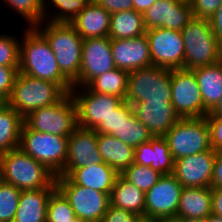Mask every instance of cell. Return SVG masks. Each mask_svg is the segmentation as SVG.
I'll return each mask as SVG.
<instances>
[{"instance_id":"cell-34","label":"cell","mask_w":222,"mask_h":222,"mask_svg":"<svg viewBox=\"0 0 222 222\" xmlns=\"http://www.w3.org/2000/svg\"><path fill=\"white\" fill-rule=\"evenodd\" d=\"M75 217L68 199L56 188L49 197L46 222H74Z\"/></svg>"},{"instance_id":"cell-1","label":"cell","mask_w":222,"mask_h":222,"mask_svg":"<svg viewBox=\"0 0 222 222\" xmlns=\"http://www.w3.org/2000/svg\"><path fill=\"white\" fill-rule=\"evenodd\" d=\"M24 33L20 39L19 72L58 84L71 93L73 84L59 70L46 38L35 27L27 28Z\"/></svg>"},{"instance_id":"cell-45","label":"cell","mask_w":222,"mask_h":222,"mask_svg":"<svg viewBox=\"0 0 222 222\" xmlns=\"http://www.w3.org/2000/svg\"><path fill=\"white\" fill-rule=\"evenodd\" d=\"M209 21L214 35L222 45V4L217 9L216 13L209 19Z\"/></svg>"},{"instance_id":"cell-50","label":"cell","mask_w":222,"mask_h":222,"mask_svg":"<svg viewBox=\"0 0 222 222\" xmlns=\"http://www.w3.org/2000/svg\"><path fill=\"white\" fill-rule=\"evenodd\" d=\"M178 222H206L205 219L201 218H176Z\"/></svg>"},{"instance_id":"cell-51","label":"cell","mask_w":222,"mask_h":222,"mask_svg":"<svg viewBox=\"0 0 222 222\" xmlns=\"http://www.w3.org/2000/svg\"><path fill=\"white\" fill-rule=\"evenodd\" d=\"M205 220H206V222H222V217L211 214Z\"/></svg>"},{"instance_id":"cell-5","label":"cell","mask_w":222,"mask_h":222,"mask_svg":"<svg viewBox=\"0 0 222 222\" xmlns=\"http://www.w3.org/2000/svg\"><path fill=\"white\" fill-rule=\"evenodd\" d=\"M65 94L58 84L18 72L6 102L25 118L36 109L53 105Z\"/></svg>"},{"instance_id":"cell-21","label":"cell","mask_w":222,"mask_h":222,"mask_svg":"<svg viewBox=\"0 0 222 222\" xmlns=\"http://www.w3.org/2000/svg\"><path fill=\"white\" fill-rule=\"evenodd\" d=\"M97 132L93 129L77 127L68 138L65 169H76L90 163H102L97 146Z\"/></svg>"},{"instance_id":"cell-10","label":"cell","mask_w":222,"mask_h":222,"mask_svg":"<svg viewBox=\"0 0 222 222\" xmlns=\"http://www.w3.org/2000/svg\"><path fill=\"white\" fill-rule=\"evenodd\" d=\"M56 186L68 199L75 216L84 222H101L110 205V195L74 184L67 176H56Z\"/></svg>"},{"instance_id":"cell-16","label":"cell","mask_w":222,"mask_h":222,"mask_svg":"<svg viewBox=\"0 0 222 222\" xmlns=\"http://www.w3.org/2000/svg\"><path fill=\"white\" fill-rule=\"evenodd\" d=\"M192 18V6L184 0H157L143 14L146 30L160 27L182 31Z\"/></svg>"},{"instance_id":"cell-7","label":"cell","mask_w":222,"mask_h":222,"mask_svg":"<svg viewBox=\"0 0 222 222\" xmlns=\"http://www.w3.org/2000/svg\"><path fill=\"white\" fill-rule=\"evenodd\" d=\"M171 70L156 65L132 70L125 101L131 106L144 101H171Z\"/></svg>"},{"instance_id":"cell-54","label":"cell","mask_w":222,"mask_h":222,"mask_svg":"<svg viewBox=\"0 0 222 222\" xmlns=\"http://www.w3.org/2000/svg\"><path fill=\"white\" fill-rule=\"evenodd\" d=\"M74 222H84V221H81L79 218L75 217Z\"/></svg>"},{"instance_id":"cell-42","label":"cell","mask_w":222,"mask_h":222,"mask_svg":"<svg viewBox=\"0 0 222 222\" xmlns=\"http://www.w3.org/2000/svg\"><path fill=\"white\" fill-rule=\"evenodd\" d=\"M193 17L210 19L222 4V0H191Z\"/></svg>"},{"instance_id":"cell-40","label":"cell","mask_w":222,"mask_h":222,"mask_svg":"<svg viewBox=\"0 0 222 222\" xmlns=\"http://www.w3.org/2000/svg\"><path fill=\"white\" fill-rule=\"evenodd\" d=\"M19 67L0 66V102H6L11 95Z\"/></svg>"},{"instance_id":"cell-3","label":"cell","mask_w":222,"mask_h":222,"mask_svg":"<svg viewBox=\"0 0 222 222\" xmlns=\"http://www.w3.org/2000/svg\"><path fill=\"white\" fill-rule=\"evenodd\" d=\"M0 180L20 190L57 188L56 175L20 148L0 155Z\"/></svg>"},{"instance_id":"cell-53","label":"cell","mask_w":222,"mask_h":222,"mask_svg":"<svg viewBox=\"0 0 222 222\" xmlns=\"http://www.w3.org/2000/svg\"><path fill=\"white\" fill-rule=\"evenodd\" d=\"M158 222H178L176 218L158 219Z\"/></svg>"},{"instance_id":"cell-43","label":"cell","mask_w":222,"mask_h":222,"mask_svg":"<svg viewBox=\"0 0 222 222\" xmlns=\"http://www.w3.org/2000/svg\"><path fill=\"white\" fill-rule=\"evenodd\" d=\"M141 216L109 205L101 222H137Z\"/></svg>"},{"instance_id":"cell-52","label":"cell","mask_w":222,"mask_h":222,"mask_svg":"<svg viewBox=\"0 0 222 222\" xmlns=\"http://www.w3.org/2000/svg\"><path fill=\"white\" fill-rule=\"evenodd\" d=\"M137 222H158V219L148 216H141Z\"/></svg>"},{"instance_id":"cell-46","label":"cell","mask_w":222,"mask_h":222,"mask_svg":"<svg viewBox=\"0 0 222 222\" xmlns=\"http://www.w3.org/2000/svg\"><path fill=\"white\" fill-rule=\"evenodd\" d=\"M211 188H222V155L218 153L214 160Z\"/></svg>"},{"instance_id":"cell-49","label":"cell","mask_w":222,"mask_h":222,"mask_svg":"<svg viewBox=\"0 0 222 222\" xmlns=\"http://www.w3.org/2000/svg\"><path fill=\"white\" fill-rule=\"evenodd\" d=\"M207 115H220L222 116V97L216 106Z\"/></svg>"},{"instance_id":"cell-37","label":"cell","mask_w":222,"mask_h":222,"mask_svg":"<svg viewBox=\"0 0 222 222\" xmlns=\"http://www.w3.org/2000/svg\"><path fill=\"white\" fill-rule=\"evenodd\" d=\"M20 41L16 36L0 35V66L19 67Z\"/></svg>"},{"instance_id":"cell-18","label":"cell","mask_w":222,"mask_h":222,"mask_svg":"<svg viewBox=\"0 0 222 222\" xmlns=\"http://www.w3.org/2000/svg\"><path fill=\"white\" fill-rule=\"evenodd\" d=\"M111 14L94 0L74 10L66 20L83 39L107 37Z\"/></svg>"},{"instance_id":"cell-15","label":"cell","mask_w":222,"mask_h":222,"mask_svg":"<svg viewBox=\"0 0 222 222\" xmlns=\"http://www.w3.org/2000/svg\"><path fill=\"white\" fill-rule=\"evenodd\" d=\"M183 187L173 174L162 175L145 193V216L157 219L176 218Z\"/></svg>"},{"instance_id":"cell-39","label":"cell","mask_w":222,"mask_h":222,"mask_svg":"<svg viewBox=\"0 0 222 222\" xmlns=\"http://www.w3.org/2000/svg\"><path fill=\"white\" fill-rule=\"evenodd\" d=\"M131 107V105L125 100L111 113L105 120L94 129L97 134L110 135L114 131H117L120 123L121 116Z\"/></svg>"},{"instance_id":"cell-38","label":"cell","mask_w":222,"mask_h":222,"mask_svg":"<svg viewBox=\"0 0 222 222\" xmlns=\"http://www.w3.org/2000/svg\"><path fill=\"white\" fill-rule=\"evenodd\" d=\"M90 1L91 0H44V17L45 19H66L74 10L79 9ZM49 3L52 5L51 8L54 6V8H56V13H54V15L51 14V16H47V10H50L48 7Z\"/></svg>"},{"instance_id":"cell-44","label":"cell","mask_w":222,"mask_h":222,"mask_svg":"<svg viewBox=\"0 0 222 222\" xmlns=\"http://www.w3.org/2000/svg\"><path fill=\"white\" fill-rule=\"evenodd\" d=\"M94 1L110 14L120 11L133 10V0H94Z\"/></svg>"},{"instance_id":"cell-47","label":"cell","mask_w":222,"mask_h":222,"mask_svg":"<svg viewBox=\"0 0 222 222\" xmlns=\"http://www.w3.org/2000/svg\"><path fill=\"white\" fill-rule=\"evenodd\" d=\"M211 213L222 217V188H212Z\"/></svg>"},{"instance_id":"cell-24","label":"cell","mask_w":222,"mask_h":222,"mask_svg":"<svg viewBox=\"0 0 222 222\" xmlns=\"http://www.w3.org/2000/svg\"><path fill=\"white\" fill-rule=\"evenodd\" d=\"M55 189L21 190L13 222H46L49 197Z\"/></svg>"},{"instance_id":"cell-20","label":"cell","mask_w":222,"mask_h":222,"mask_svg":"<svg viewBox=\"0 0 222 222\" xmlns=\"http://www.w3.org/2000/svg\"><path fill=\"white\" fill-rule=\"evenodd\" d=\"M114 65L128 72L152 65L146 35L131 39L111 40Z\"/></svg>"},{"instance_id":"cell-4","label":"cell","mask_w":222,"mask_h":222,"mask_svg":"<svg viewBox=\"0 0 222 222\" xmlns=\"http://www.w3.org/2000/svg\"><path fill=\"white\" fill-rule=\"evenodd\" d=\"M184 42V69L209 66L222 60V45L209 19L193 17L181 31Z\"/></svg>"},{"instance_id":"cell-30","label":"cell","mask_w":222,"mask_h":222,"mask_svg":"<svg viewBox=\"0 0 222 222\" xmlns=\"http://www.w3.org/2000/svg\"><path fill=\"white\" fill-rule=\"evenodd\" d=\"M146 33L143 14L133 10L111 14L108 37L114 39L137 38Z\"/></svg>"},{"instance_id":"cell-22","label":"cell","mask_w":222,"mask_h":222,"mask_svg":"<svg viewBox=\"0 0 222 222\" xmlns=\"http://www.w3.org/2000/svg\"><path fill=\"white\" fill-rule=\"evenodd\" d=\"M118 173L107 163H90L76 169H64L58 176H67L74 184L111 195Z\"/></svg>"},{"instance_id":"cell-25","label":"cell","mask_w":222,"mask_h":222,"mask_svg":"<svg viewBox=\"0 0 222 222\" xmlns=\"http://www.w3.org/2000/svg\"><path fill=\"white\" fill-rule=\"evenodd\" d=\"M212 206L211 187H183L176 218H208Z\"/></svg>"},{"instance_id":"cell-23","label":"cell","mask_w":222,"mask_h":222,"mask_svg":"<svg viewBox=\"0 0 222 222\" xmlns=\"http://www.w3.org/2000/svg\"><path fill=\"white\" fill-rule=\"evenodd\" d=\"M149 166L162 175L173 174L174 159L164 137L153 136L134 149V162Z\"/></svg>"},{"instance_id":"cell-27","label":"cell","mask_w":222,"mask_h":222,"mask_svg":"<svg viewBox=\"0 0 222 222\" xmlns=\"http://www.w3.org/2000/svg\"><path fill=\"white\" fill-rule=\"evenodd\" d=\"M97 146L103 162L122 174L134 162V148L107 134L97 135Z\"/></svg>"},{"instance_id":"cell-41","label":"cell","mask_w":222,"mask_h":222,"mask_svg":"<svg viewBox=\"0 0 222 222\" xmlns=\"http://www.w3.org/2000/svg\"><path fill=\"white\" fill-rule=\"evenodd\" d=\"M209 127L210 146L217 153L222 152V116L206 115Z\"/></svg>"},{"instance_id":"cell-8","label":"cell","mask_w":222,"mask_h":222,"mask_svg":"<svg viewBox=\"0 0 222 222\" xmlns=\"http://www.w3.org/2000/svg\"><path fill=\"white\" fill-rule=\"evenodd\" d=\"M24 123L32 130L69 137L78 127L77 106L71 93L58 102L31 112Z\"/></svg>"},{"instance_id":"cell-35","label":"cell","mask_w":222,"mask_h":222,"mask_svg":"<svg viewBox=\"0 0 222 222\" xmlns=\"http://www.w3.org/2000/svg\"><path fill=\"white\" fill-rule=\"evenodd\" d=\"M27 22L29 27L40 24L44 17V0H2Z\"/></svg>"},{"instance_id":"cell-11","label":"cell","mask_w":222,"mask_h":222,"mask_svg":"<svg viewBox=\"0 0 222 222\" xmlns=\"http://www.w3.org/2000/svg\"><path fill=\"white\" fill-rule=\"evenodd\" d=\"M171 93V103L180 118L204 117L201 92L192 70H171Z\"/></svg>"},{"instance_id":"cell-26","label":"cell","mask_w":222,"mask_h":222,"mask_svg":"<svg viewBox=\"0 0 222 222\" xmlns=\"http://www.w3.org/2000/svg\"><path fill=\"white\" fill-rule=\"evenodd\" d=\"M198 81L204 104V117L222 97V60L218 63L192 70Z\"/></svg>"},{"instance_id":"cell-36","label":"cell","mask_w":222,"mask_h":222,"mask_svg":"<svg viewBox=\"0 0 222 222\" xmlns=\"http://www.w3.org/2000/svg\"><path fill=\"white\" fill-rule=\"evenodd\" d=\"M21 190L0 180V222H13Z\"/></svg>"},{"instance_id":"cell-14","label":"cell","mask_w":222,"mask_h":222,"mask_svg":"<svg viewBox=\"0 0 222 222\" xmlns=\"http://www.w3.org/2000/svg\"><path fill=\"white\" fill-rule=\"evenodd\" d=\"M116 68L111 52V39L98 37L84 39L79 77L73 88L86 87L94 78Z\"/></svg>"},{"instance_id":"cell-28","label":"cell","mask_w":222,"mask_h":222,"mask_svg":"<svg viewBox=\"0 0 222 222\" xmlns=\"http://www.w3.org/2000/svg\"><path fill=\"white\" fill-rule=\"evenodd\" d=\"M110 205L145 216V193L119 174L110 195Z\"/></svg>"},{"instance_id":"cell-2","label":"cell","mask_w":222,"mask_h":222,"mask_svg":"<svg viewBox=\"0 0 222 222\" xmlns=\"http://www.w3.org/2000/svg\"><path fill=\"white\" fill-rule=\"evenodd\" d=\"M35 28L48 41L61 73L73 83L80 74L84 39L66 19H45Z\"/></svg>"},{"instance_id":"cell-48","label":"cell","mask_w":222,"mask_h":222,"mask_svg":"<svg viewBox=\"0 0 222 222\" xmlns=\"http://www.w3.org/2000/svg\"><path fill=\"white\" fill-rule=\"evenodd\" d=\"M157 0H133V9L142 14Z\"/></svg>"},{"instance_id":"cell-32","label":"cell","mask_w":222,"mask_h":222,"mask_svg":"<svg viewBox=\"0 0 222 222\" xmlns=\"http://www.w3.org/2000/svg\"><path fill=\"white\" fill-rule=\"evenodd\" d=\"M129 72L114 68L94 78L86 87L101 94L115 95L125 100Z\"/></svg>"},{"instance_id":"cell-31","label":"cell","mask_w":222,"mask_h":222,"mask_svg":"<svg viewBox=\"0 0 222 222\" xmlns=\"http://www.w3.org/2000/svg\"><path fill=\"white\" fill-rule=\"evenodd\" d=\"M110 135L120 139L124 144L130 145L134 149L153 137L148 129L138 121L132 106L121 116V123L117 131Z\"/></svg>"},{"instance_id":"cell-6","label":"cell","mask_w":222,"mask_h":222,"mask_svg":"<svg viewBox=\"0 0 222 222\" xmlns=\"http://www.w3.org/2000/svg\"><path fill=\"white\" fill-rule=\"evenodd\" d=\"M68 138L34 131L23 123L19 148L58 176L65 169Z\"/></svg>"},{"instance_id":"cell-12","label":"cell","mask_w":222,"mask_h":222,"mask_svg":"<svg viewBox=\"0 0 222 222\" xmlns=\"http://www.w3.org/2000/svg\"><path fill=\"white\" fill-rule=\"evenodd\" d=\"M152 65L169 70L184 69V42L181 31L165 28L146 30Z\"/></svg>"},{"instance_id":"cell-13","label":"cell","mask_w":222,"mask_h":222,"mask_svg":"<svg viewBox=\"0 0 222 222\" xmlns=\"http://www.w3.org/2000/svg\"><path fill=\"white\" fill-rule=\"evenodd\" d=\"M71 95L77 106L78 126L93 130L124 101L115 95L92 92L87 87L81 91L72 88Z\"/></svg>"},{"instance_id":"cell-33","label":"cell","mask_w":222,"mask_h":222,"mask_svg":"<svg viewBox=\"0 0 222 222\" xmlns=\"http://www.w3.org/2000/svg\"><path fill=\"white\" fill-rule=\"evenodd\" d=\"M121 175L144 193L150 190L162 176L151 167L137 163H132Z\"/></svg>"},{"instance_id":"cell-29","label":"cell","mask_w":222,"mask_h":222,"mask_svg":"<svg viewBox=\"0 0 222 222\" xmlns=\"http://www.w3.org/2000/svg\"><path fill=\"white\" fill-rule=\"evenodd\" d=\"M24 118L7 102H0V155L19 148Z\"/></svg>"},{"instance_id":"cell-17","label":"cell","mask_w":222,"mask_h":222,"mask_svg":"<svg viewBox=\"0 0 222 222\" xmlns=\"http://www.w3.org/2000/svg\"><path fill=\"white\" fill-rule=\"evenodd\" d=\"M217 154L211 148L174 160L173 175L182 187H211L214 160Z\"/></svg>"},{"instance_id":"cell-19","label":"cell","mask_w":222,"mask_h":222,"mask_svg":"<svg viewBox=\"0 0 222 222\" xmlns=\"http://www.w3.org/2000/svg\"><path fill=\"white\" fill-rule=\"evenodd\" d=\"M132 107L152 136L163 137L180 119L171 101H144Z\"/></svg>"},{"instance_id":"cell-9","label":"cell","mask_w":222,"mask_h":222,"mask_svg":"<svg viewBox=\"0 0 222 222\" xmlns=\"http://www.w3.org/2000/svg\"><path fill=\"white\" fill-rule=\"evenodd\" d=\"M163 137L174 160L211 149L205 117L180 118Z\"/></svg>"}]
</instances>
